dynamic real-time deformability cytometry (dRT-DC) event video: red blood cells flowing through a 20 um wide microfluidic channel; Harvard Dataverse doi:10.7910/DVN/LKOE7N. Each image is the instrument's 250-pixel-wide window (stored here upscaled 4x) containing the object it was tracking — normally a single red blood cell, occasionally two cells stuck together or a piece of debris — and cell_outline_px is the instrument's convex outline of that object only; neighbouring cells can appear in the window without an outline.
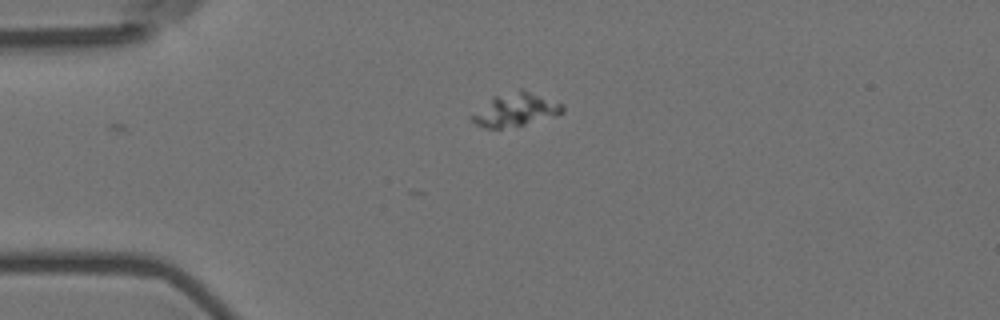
{"species": "Egyptian fruit bat (a non-hibernating species)", "species_latin": "Rousettus aegyptiacus", "temperature_condition": "room temperature", "stored_images_in_passage": 2, "camera_frame_rate_fps": 3000, "um_per_image_px": 0.085, "animal": {"sex": "female"}, "frame": {"image": 1, "passage_image": 2, "time_ms": 0.333, "image_size_px": [1000, 320], "cell_outline_px": [[564, 112], [556, 116], [524, 124], [500, 128], [484, 128], [476, 124], [468, 116], [492, 96], [520, 88], [524, 88], [564, 104]], "centroid_in_image_um": [43.82, 9.29], "position_along_channel_um": 41.2, "area_um2": 17.92}}